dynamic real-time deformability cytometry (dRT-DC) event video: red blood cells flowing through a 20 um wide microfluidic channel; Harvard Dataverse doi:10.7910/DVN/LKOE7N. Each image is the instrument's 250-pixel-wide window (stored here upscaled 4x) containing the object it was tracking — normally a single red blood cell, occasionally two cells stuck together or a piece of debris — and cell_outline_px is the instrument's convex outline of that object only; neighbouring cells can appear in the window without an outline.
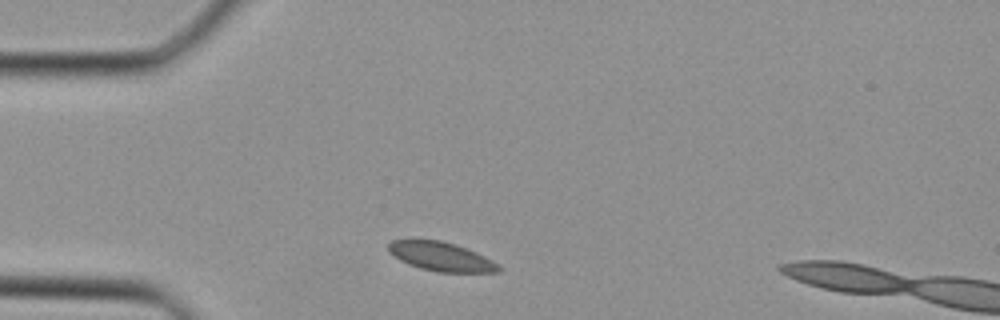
{"species": "Egyptian fruit bat (a non-hibernating species)", "species_latin": "Rousettus aegyptiacus", "temperature_condition": "cold", "stored_images_in_passage": 5, "camera_frame_rate_fps": 3000, "um_per_image_px": 0.085, "animal": {"sex": "female"}, "frame": {"image": 1, "passage_image": 1, "time_ms": 0.0, "image_size_px": [1000, 320], "cell_outline_px": [[504, 268], [500, 272], [440, 272], [420, 268], [408, 264], [400, 260], [388, 252], [388, 244], [392, 240], [412, 236], [440, 240], [456, 244], [476, 252], [492, 260]], "centroid_in_image_um": [37.43, 21.76], "position_along_channel_um": 47.6, "area_um2": 19.31}}
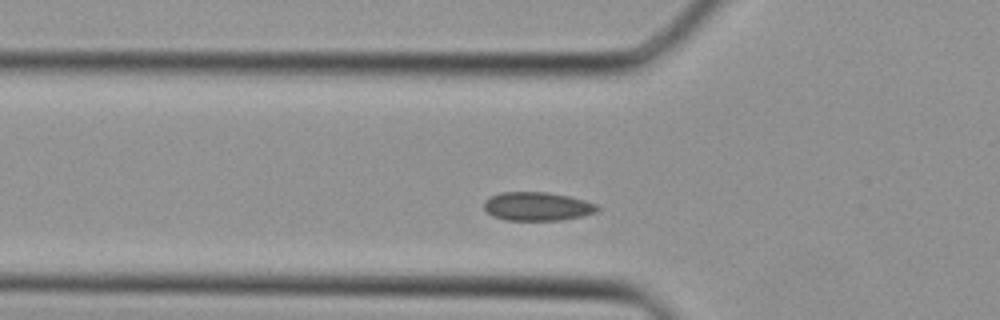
{"frame": {"image": 2, "passage_image": 4, "time_ms": 1.0, "image_size_px": [1000, 320], "cell_outline_px": [[600, 208], [596, 212], [584, 216], [560, 220], [504, 220], [492, 216], [484, 208], [484, 200], [500, 192], [548, 192], [568, 196], [584, 200], [596, 204]], "centroid_in_image_um": [45.67, 17.54], "position_along_channel_um": 80.1, "area_um2": 18.96}}